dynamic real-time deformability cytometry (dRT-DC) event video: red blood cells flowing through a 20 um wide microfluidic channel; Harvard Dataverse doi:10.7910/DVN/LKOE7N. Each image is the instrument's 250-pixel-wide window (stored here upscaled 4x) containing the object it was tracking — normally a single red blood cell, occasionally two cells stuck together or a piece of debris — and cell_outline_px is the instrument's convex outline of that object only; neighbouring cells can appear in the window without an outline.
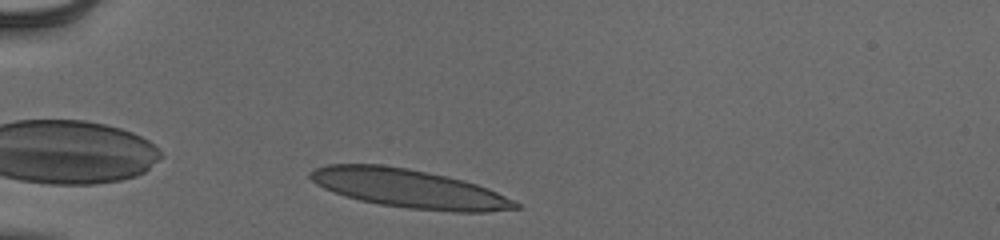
{"species": "human", "species_latin": "Homo sapiens", "temperature_condition": "cold", "stored_images_in_passage": 33, "camera_frame_rate_fps": 3000, "um_per_image_px": 0.085, "donor": {"sex": "male"}, "frame": {"image": 1, "passage_image": 3, "time_ms": 0.667, "image_size_px": [1000, 240], "cell_outline_px": [[524, 208], [488, 212], [452, 212], [408, 208], [380, 204], [360, 200], [344, 196], [332, 192], [316, 184], [308, 176], [308, 172], [316, 168], [328, 164], [380, 164], [408, 168], [428, 172], [464, 180], [488, 188], [516, 200]], "centroid_in_image_um": [34.8, 16.03], "position_along_channel_um": 50.2, "area_um2": 46.53}}
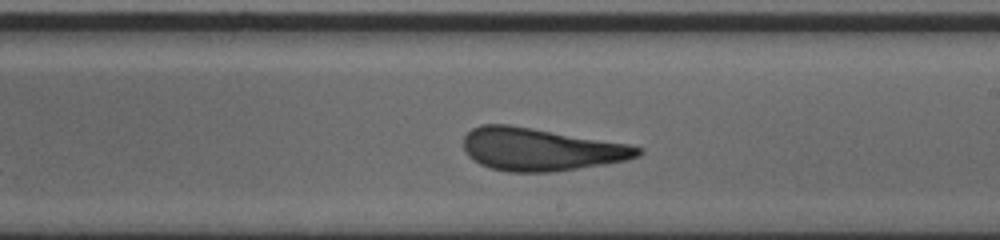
{"frame": {"image": 2, "passage_image": 20, "time_ms": 6.333, "image_size_px": [1000, 240], "cell_outline_px": [[644, 152], [640, 156], [628, 160], [604, 164], [552, 172], [508, 172], [492, 168], [480, 164], [468, 156], [464, 148], [464, 136], [472, 128], [480, 124], [508, 124], [628, 144], [644, 148]], "centroid_in_image_um": [45.97, 12.7], "position_along_channel_um": 243.0, "area_um2": 43.29}}
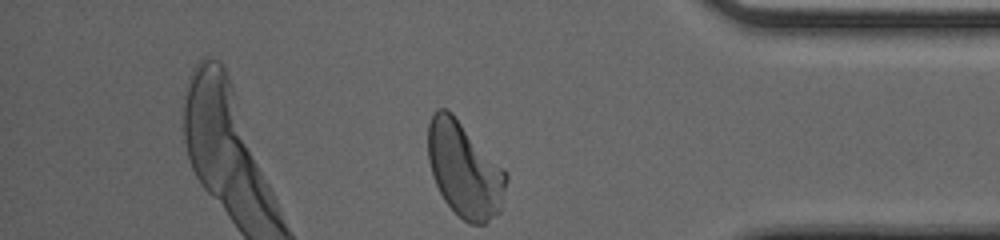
{"frame": {"image": 3, "passage_image": 33, "time_ms": 10.667, "image_size_px": [1000, 240], "cell_outline_px": [[508, 176], [500, 212], [484, 224], [468, 224], [444, 200], [432, 176], [428, 160], [428, 124], [432, 112], [436, 108], [444, 108], [452, 112], [508, 172]], "centroid_in_image_um": [39.48, 14.39], "position_along_channel_um": 395.7, "area_um2": 43.58}, "authors_computed_cell_mechanics": {"area_um2": 43.639, "velocity_mm_per_s": 3.914, "shape_relaxation_time_tau1_ms": 6.2523, "shape_relaxation_time_tau2_ms": 1.0593, "deformation_change_tau1": 0.223, "deformation_change_tau2": 0.0848}}